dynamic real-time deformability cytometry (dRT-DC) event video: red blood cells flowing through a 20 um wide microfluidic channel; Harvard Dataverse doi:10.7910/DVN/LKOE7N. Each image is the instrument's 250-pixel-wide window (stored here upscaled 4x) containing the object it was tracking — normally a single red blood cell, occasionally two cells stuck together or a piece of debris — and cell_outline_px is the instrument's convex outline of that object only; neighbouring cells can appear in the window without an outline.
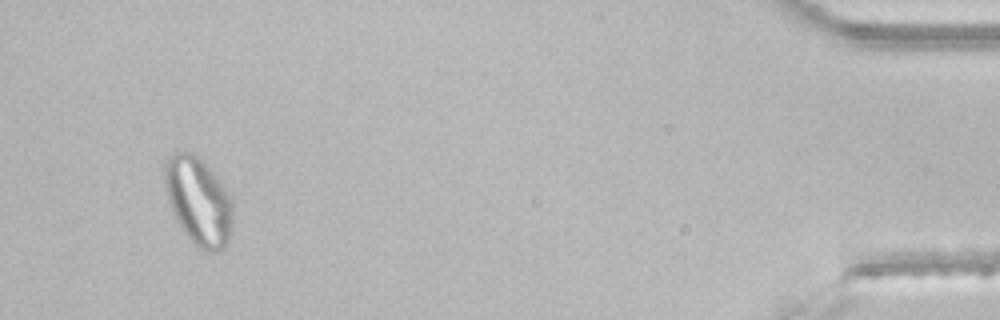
{"species": "common noctule bat (a hibernating species)", "species_latin": "Nyctalus noctula", "temperature_condition": "room temperature", "stored_images_in_passage": 45, "segment_of_instrument_passage": [2, 2], "camera_frame_rate_fps": 3000, "um_per_image_px": 0.085, "animal": {"sex": "male", "body_mass_g": 21.5, "forearm_length_mm": 52.0}, "frame": {"image": 1, "passage_image": 43, "time_ms": 14.0, "image_size_px": [1000, 320], "cell_outline_px": [[232, 232], [224, 248], [220, 252], [208, 252], [200, 248], [188, 236], [176, 220], [172, 212], [168, 200], [164, 184], [164, 164], [168, 156], [176, 148], [188, 152], [196, 156], [216, 176], [232, 200]], "centroid_in_image_um": [16.84, 17.08], "position_along_channel_um": 418.4, "area_um2": 34.85}}